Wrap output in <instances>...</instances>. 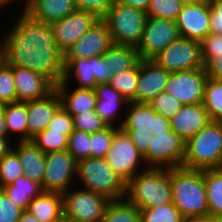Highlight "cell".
Wrapping results in <instances>:
<instances>
[{"mask_svg": "<svg viewBox=\"0 0 222 222\" xmlns=\"http://www.w3.org/2000/svg\"><path fill=\"white\" fill-rule=\"evenodd\" d=\"M26 211L39 222H61L63 220L62 194L43 192L29 203Z\"/></svg>", "mask_w": 222, "mask_h": 222, "instance_id": "cell-26", "label": "cell"}, {"mask_svg": "<svg viewBox=\"0 0 222 222\" xmlns=\"http://www.w3.org/2000/svg\"><path fill=\"white\" fill-rule=\"evenodd\" d=\"M12 66L0 62V105L17 103Z\"/></svg>", "mask_w": 222, "mask_h": 222, "instance_id": "cell-39", "label": "cell"}, {"mask_svg": "<svg viewBox=\"0 0 222 222\" xmlns=\"http://www.w3.org/2000/svg\"><path fill=\"white\" fill-rule=\"evenodd\" d=\"M0 138H9L5 123L3 105H0Z\"/></svg>", "mask_w": 222, "mask_h": 222, "instance_id": "cell-51", "label": "cell"}, {"mask_svg": "<svg viewBox=\"0 0 222 222\" xmlns=\"http://www.w3.org/2000/svg\"><path fill=\"white\" fill-rule=\"evenodd\" d=\"M138 78L139 60L131 68L115 74L109 84L121 93L128 102H135Z\"/></svg>", "mask_w": 222, "mask_h": 222, "instance_id": "cell-33", "label": "cell"}, {"mask_svg": "<svg viewBox=\"0 0 222 222\" xmlns=\"http://www.w3.org/2000/svg\"><path fill=\"white\" fill-rule=\"evenodd\" d=\"M76 176L84 190L102 194L109 200L125 198L126 184L105 158L90 157L77 161Z\"/></svg>", "mask_w": 222, "mask_h": 222, "instance_id": "cell-6", "label": "cell"}, {"mask_svg": "<svg viewBox=\"0 0 222 222\" xmlns=\"http://www.w3.org/2000/svg\"><path fill=\"white\" fill-rule=\"evenodd\" d=\"M114 76L108 63L104 60L103 56H97V69L95 74V81L97 84L109 83Z\"/></svg>", "mask_w": 222, "mask_h": 222, "instance_id": "cell-48", "label": "cell"}, {"mask_svg": "<svg viewBox=\"0 0 222 222\" xmlns=\"http://www.w3.org/2000/svg\"><path fill=\"white\" fill-rule=\"evenodd\" d=\"M69 83L59 82L55 90L59 94L61 106L72 116L95 110L96 94L94 89L73 88L69 92Z\"/></svg>", "mask_w": 222, "mask_h": 222, "instance_id": "cell-23", "label": "cell"}, {"mask_svg": "<svg viewBox=\"0 0 222 222\" xmlns=\"http://www.w3.org/2000/svg\"><path fill=\"white\" fill-rule=\"evenodd\" d=\"M101 222H140V210L126 198L110 200Z\"/></svg>", "mask_w": 222, "mask_h": 222, "instance_id": "cell-31", "label": "cell"}, {"mask_svg": "<svg viewBox=\"0 0 222 222\" xmlns=\"http://www.w3.org/2000/svg\"><path fill=\"white\" fill-rule=\"evenodd\" d=\"M12 69L18 102L43 99L55 90V85L40 73L17 66Z\"/></svg>", "mask_w": 222, "mask_h": 222, "instance_id": "cell-18", "label": "cell"}, {"mask_svg": "<svg viewBox=\"0 0 222 222\" xmlns=\"http://www.w3.org/2000/svg\"><path fill=\"white\" fill-rule=\"evenodd\" d=\"M208 216H222V168L204 170Z\"/></svg>", "mask_w": 222, "mask_h": 222, "instance_id": "cell-28", "label": "cell"}, {"mask_svg": "<svg viewBox=\"0 0 222 222\" xmlns=\"http://www.w3.org/2000/svg\"><path fill=\"white\" fill-rule=\"evenodd\" d=\"M116 1L128 7L137 8L142 11H146L149 4V0H116Z\"/></svg>", "mask_w": 222, "mask_h": 222, "instance_id": "cell-50", "label": "cell"}, {"mask_svg": "<svg viewBox=\"0 0 222 222\" xmlns=\"http://www.w3.org/2000/svg\"><path fill=\"white\" fill-rule=\"evenodd\" d=\"M207 79L204 67L170 73L165 92L173 95L183 105L202 104Z\"/></svg>", "mask_w": 222, "mask_h": 222, "instance_id": "cell-13", "label": "cell"}, {"mask_svg": "<svg viewBox=\"0 0 222 222\" xmlns=\"http://www.w3.org/2000/svg\"><path fill=\"white\" fill-rule=\"evenodd\" d=\"M210 4H183L176 24L180 37L201 42L210 34Z\"/></svg>", "mask_w": 222, "mask_h": 222, "instance_id": "cell-17", "label": "cell"}, {"mask_svg": "<svg viewBox=\"0 0 222 222\" xmlns=\"http://www.w3.org/2000/svg\"><path fill=\"white\" fill-rule=\"evenodd\" d=\"M182 166L203 171L222 168V122L210 121L186 141Z\"/></svg>", "mask_w": 222, "mask_h": 222, "instance_id": "cell-5", "label": "cell"}, {"mask_svg": "<svg viewBox=\"0 0 222 222\" xmlns=\"http://www.w3.org/2000/svg\"><path fill=\"white\" fill-rule=\"evenodd\" d=\"M171 191L172 203L185 219L208 216L203 170L171 168Z\"/></svg>", "mask_w": 222, "mask_h": 222, "instance_id": "cell-3", "label": "cell"}, {"mask_svg": "<svg viewBox=\"0 0 222 222\" xmlns=\"http://www.w3.org/2000/svg\"><path fill=\"white\" fill-rule=\"evenodd\" d=\"M12 149L20 159L24 176L42 184L45 172V153L32 141H19Z\"/></svg>", "mask_w": 222, "mask_h": 222, "instance_id": "cell-25", "label": "cell"}, {"mask_svg": "<svg viewBox=\"0 0 222 222\" xmlns=\"http://www.w3.org/2000/svg\"><path fill=\"white\" fill-rule=\"evenodd\" d=\"M126 109L120 128L143 155L146 167L182 166L186 141L172 131L170 119L157 114L149 103L129 102Z\"/></svg>", "mask_w": 222, "mask_h": 222, "instance_id": "cell-2", "label": "cell"}, {"mask_svg": "<svg viewBox=\"0 0 222 222\" xmlns=\"http://www.w3.org/2000/svg\"><path fill=\"white\" fill-rule=\"evenodd\" d=\"M72 120L75 130L84 131L90 134L107 127V124L101 119L95 110L74 115L72 116Z\"/></svg>", "mask_w": 222, "mask_h": 222, "instance_id": "cell-42", "label": "cell"}, {"mask_svg": "<svg viewBox=\"0 0 222 222\" xmlns=\"http://www.w3.org/2000/svg\"><path fill=\"white\" fill-rule=\"evenodd\" d=\"M202 104L211 121L222 122V81L207 79Z\"/></svg>", "mask_w": 222, "mask_h": 222, "instance_id": "cell-32", "label": "cell"}, {"mask_svg": "<svg viewBox=\"0 0 222 222\" xmlns=\"http://www.w3.org/2000/svg\"><path fill=\"white\" fill-rule=\"evenodd\" d=\"M201 56L204 66L213 58L222 55V35L210 33L201 42Z\"/></svg>", "mask_w": 222, "mask_h": 222, "instance_id": "cell-45", "label": "cell"}, {"mask_svg": "<svg viewBox=\"0 0 222 222\" xmlns=\"http://www.w3.org/2000/svg\"><path fill=\"white\" fill-rule=\"evenodd\" d=\"M96 69L97 56H93L90 59H64V72L60 82L70 83V80L73 77V80H76L79 84L76 88L94 89V87L97 85L95 81Z\"/></svg>", "mask_w": 222, "mask_h": 222, "instance_id": "cell-24", "label": "cell"}, {"mask_svg": "<svg viewBox=\"0 0 222 222\" xmlns=\"http://www.w3.org/2000/svg\"><path fill=\"white\" fill-rule=\"evenodd\" d=\"M70 190L62 194L63 220L67 222H101L110 200L93 191Z\"/></svg>", "mask_w": 222, "mask_h": 222, "instance_id": "cell-8", "label": "cell"}, {"mask_svg": "<svg viewBox=\"0 0 222 222\" xmlns=\"http://www.w3.org/2000/svg\"><path fill=\"white\" fill-rule=\"evenodd\" d=\"M3 60V56H2V50L0 48V62Z\"/></svg>", "mask_w": 222, "mask_h": 222, "instance_id": "cell-59", "label": "cell"}, {"mask_svg": "<svg viewBox=\"0 0 222 222\" xmlns=\"http://www.w3.org/2000/svg\"><path fill=\"white\" fill-rule=\"evenodd\" d=\"M147 17L146 11L115 1L103 20L114 45L137 47L142 40Z\"/></svg>", "mask_w": 222, "mask_h": 222, "instance_id": "cell-7", "label": "cell"}, {"mask_svg": "<svg viewBox=\"0 0 222 222\" xmlns=\"http://www.w3.org/2000/svg\"><path fill=\"white\" fill-rule=\"evenodd\" d=\"M96 94L95 112L101 117V119L107 124V126H114L120 128L125 116H119L121 107L128 105L126 98L119 93L109 83L97 84L94 87ZM117 119L120 120V124L117 123ZM116 120V121H115ZM122 120V121H121Z\"/></svg>", "mask_w": 222, "mask_h": 222, "instance_id": "cell-21", "label": "cell"}, {"mask_svg": "<svg viewBox=\"0 0 222 222\" xmlns=\"http://www.w3.org/2000/svg\"><path fill=\"white\" fill-rule=\"evenodd\" d=\"M151 60L169 73L204 67L200 42L185 37L177 38Z\"/></svg>", "mask_w": 222, "mask_h": 222, "instance_id": "cell-10", "label": "cell"}, {"mask_svg": "<svg viewBox=\"0 0 222 222\" xmlns=\"http://www.w3.org/2000/svg\"><path fill=\"white\" fill-rule=\"evenodd\" d=\"M214 220L215 222H222V216H215Z\"/></svg>", "mask_w": 222, "mask_h": 222, "instance_id": "cell-57", "label": "cell"}, {"mask_svg": "<svg viewBox=\"0 0 222 222\" xmlns=\"http://www.w3.org/2000/svg\"><path fill=\"white\" fill-rule=\"evenodd\" d=\"M60 107L61 100L56 90L46 98L26 102L28 141L46 129Z\"/></svg>", "mask_w": 222, "mask_h": 222, "instance_id": "cell-19", "label": "cell"}, {"mask_svg": "<svg viewBox=\"0 0 222 222\" xmlns=\"http://www.w3.org/2000/svg\"><path fill=\"white\" fill-rule=\"evenodd\" d=\"M9 138H0V160L12 149ZM11 144V145H10Z\"/></svg>", "mask_w": 222, "mask_h": 222, "instance_id": "cell-52", "label": "cell"}, {"mask_svg": "<svg viewBox=\"0 0 222 222\" xmlns=\"http://www.w3.org/2000/svg\"><path fill=\"white\" fill-rule=\"evenodd\" d=\"M113 45L107 23L99 19L74 45L64 54V59L91 58L103 56Z\"/></svg>", "mask_w": 222, "mask_h": 222, "instance_id": "cell-15", "label": "cell"}, {"mask_svg": "<svg viewBox=\"0 0 222 222\" xmlns=\"http://www.w3.org/2000/svg\"><path fill=\"white\" fill-rule=\"evenodd\" d=\"M170 73L151 59H139V78L135 102L149 103L165 91Z\"/></svg>", "mask_w": 222, "mask_h": 222, "instance_id": "cell-16", "label": "cell"}, {"mask_svg": "<svg viewBox=\"0 0 222 222\" xmlns=\"http://www.w3.org/2000/svg\"><path fill=\"white\" fill-rule=\"evenodd\" d=\"M183 4H210L211 0H181Z\"/></svg>", "mask_w": 222, "mask_h": 222, "instance_id": "cell-55", "label": "cell"}, {"mask_svg": "<svg viewBox=\"0 0 222 222\" xmlns=\"http://www.w3.org/2000/svg\"><path fill=\"white\" fill-rule=\"evenodd\" d=\"M31 141L44 153L67 150L68 137L64 133L51 132L47 129L38 133Z\"/></svg>", "mask_w": 222, "mask_h": 222, "instance_id": "cell-37", "label": "cell"}, {"mask_svg": "<svg viewBox=\"0 0 222 222\" xmlns=\"http://www.w3.org/2000/svg\"><path fill=\"white\" fill-rule=\"evenodd\" d=\"M149 104L157 114L167 119L173 118L183 105L173 95L165 91L154 97Z\"/></svg>", "mask_w": 222, "mask_h": 222, "instance_id": "cell-41", "label": "cell"}, {"mask_svg": "<svg viewBox=\"0 0 222 222\" xmlns=\"http://www.w3.org/2000/svg\"><path fill=\"white\" fill-rule=\"evenodd\" d=\"M210 12V33L222 35V0H211Z\"/></svg>", "mask_w": 222, "mask_h": 222, "instance_id": "cell-47", "label": "cell"}, {"mask_svg": "<svg viewBox=\"0 0 222 222\" xmlns=\"http://www.w3.org/2000/svg\"><path fill=\"white\" fill-rule=\"evenodd\" d=\"M16 21L0 40L3 60L58 84L63 77L64 54L55 43L50 24L34 20L24 11Z\"/></svg>", "mask_w": 222, "mask_h": 222, "instance_id": "cell-1", "label": "cell"}, {"mask_svg": "<svg viewBox=\"0 0 222 222\" xmlns=\"http://www.w3.org/2000/svg\"><path fill=\"white\" fill-rule=\"evenodd\" d=\"M210 121L203 104H187L182 105L178 113L170 119V124L172 131L187 141Z\"/></svg>", "mask_w": 222, "mask_h": 222, "instance_id": "cell-20", "label": "cell"}, {"mask_svg": "<svg viewBox=\"0 0 222 222\" xmlns=\"http://www.w3.org/2000/svg\"><path fill=\"white\" fill-rule=\"evenodd\" d=\"M118 127L107 126L103 130L94 132L90 138V157L105 158L110 150L115 130Z\"/></svg>", "mask_w": 222, "mask_h": 222, "instance_id": "cell-38", "label": "cell"}, {"mask_svg": "<svg viewBox=\"0 0 222 222\" xmlns=\"http://www.w3.org/2000/svg\"><path fill=\"white\" fill-rule=\"evenodd\" d=\"M105 159L125 184L140 172L137 171V168H140L141 163L145 165L143 155L121 128L115 130L110 150Z\"/></svg>", "mask_w": 222, "mask_h": 222, "instance_id": "cell-9", "label": "cell"}, {"mask_svg": "<svg viewBox=\"0 0 222 222\" xmlns=\"http://www.w3.org/2000/svg\"><path fill=\"white\" fill-rule=\"evenodd\" d=\"M98 20L94 14L76 10L50 23L57 47L65 54Z\"/></svg>", "mask_w": 222, "mask_h": 222, "instance_id": "cell-14", "label": "cell"}, {"mask_svg": "<svg viewBox=\"0 0 222 222\" xmlns=\"http://www.w3.org/2000/svg\"><path fill=\"white\" fill-rule=\"evenodd\" d=\"M179 37L176 21L147 17L142 40L137 46L139 59H152Z\"/></svg>", "mask_w": 222, "mask_h": 222, "instance_id": "cell-12", "label": "cell"}, {"mask_svg": "<svg viewBox=\"0 0 222 222\" xmlns=\"http://www.w3.org/2000/svg\"><path fill=\"white\" fill-rule=\"evenodd\" d=\"M103 58L114 75L131 68L139 60L137 47L114 44L103 54Z\"/></svg>", "mask_w": 222, "mask_h": 222, "instance_id": "cell-30", "label": "cell"}, {"mask_svg": "<svg viewBox=\"0 0 222 222\" xmlns=\"http://www.w3.org/2000/svg\"><path fill=\"white\" fill-rule=\"evenodd\" d=\"M185 222H215L214 217L206 216V217H197V218H188L185 219Z\"/></svg>", "mask_w": 222, "mask_h": 222, "instance_id": "cell-54", "label": "cell"}, {"mask_svg": "<svg viewBox=\"0 0 222 222\" xmlns=\"http://www.w3.org/2000/svg\"><path fill=\"white\" fill-rule=\"evenodd\" d=\"M182 7L181 0H149L146 13L148 17L176 21Z\"/></svg>", "mask_w": 222, "mask_h": 222, "instance_id": "cell-35", "label": "cell"}, {"mask_svg": "<svg viewBox=\"0 0 222 222\" xmlns=\"http://www.w3.org/2000/svg\"><path fill=\"white\" fill-rule=\"evenodd\" d=\"M140 222H185V218L173 203L140 209Z\"/></svg>", "mask_w": 222, "mask_h": 222, "instance_id": "cell-34", "label": "cell"}, {"mask_svg": "<svg viewBox=\"0 0 222 222\" xmlns=\"http://www.w3.org/2000/svg\"><path fill=\"white\" fill-rule=\"evenodd\" d=\"M17 222H39V220L36 219L33 215H31L29 212L24 210L22 211Z\"/></svg>", "mask_w": 222, "mask_h": 222, "instance_id": "cell-53", "label": "cell"}, {"mask_svg": "<svg viewBox=\"0 0 222 222\" xmlns=\"http://www.w3.org/2000/svg\"><path fill=\"white\" fill-rule=\"evenodd\" d=\"M22 209L0 188V222H17Z\"/></svg>", "mask_w": 222, "mask_h": 222, "instance_id": "cell-46", "label": "cell"}, {"mask_svg": "<svg viewBox=\"0 0 222 222\" xmlns=\"http://www.w3.org/2000/svg\"><path fill=\"white\" fill-rule=\"evenodd\" d=\"M46 129L51 132L64 133L69 137L74 131L72 115L61 106L47 124Z\"/></svg>", "mask_w": 222, "mask_h": 222, "instance_id": "cell-44", "label": "cell"}, {"mask_svg": "<svg viewBox=\"0 0 222 222\" xmlns=\"http://www.w3.org/2000/svg\"><path fill=\"white\" fill-rule=\"evenodd\" d=\"M24 6L32 19L49 24L77 10L74 0H25Z\"/></svg>", "mask_w": 222, "mask_h": 222, "instance_id": "cell-22", "label": "cell"}, {"mask_svg": "<svg viewBox=\"0 0 222 222\" xmlns=\"http://www.w3.org/2000/svg\"><path fill=\"white\" fill-rule=\"evenodd\" d=\"M3 110L9 137L18 134L19 141H28L26 102L4 104Z\"/></svg>", "mask_w": 222, "mask_h": 222, "instance_id": "cell-29", "label": "cell"}, {"mask_svg": "<svg viewBox=\"0 0 222 222\" xmlns=\"http://www.w3.org/2000/svg\"><path fill=\"white\" fill-rule=\"evenodd\" d=\"M77 161L67 150L45 153L44 192L63 194L76 176Z\"/></svg>", "mask_w": 222, "mask_h": 222, "instance_id": "cell-11", "label": "cell"}, {"mask_svg": "<svg viewBox=\"0 0 222 222\" xmlns=\"http://www.w3.org/2000/svg\"><path fill=\"white\" fill-rule=\"evenodd\" d=\"M204 68L208 78L222 81V55L211 59Z\"/></svg>", "mask_w": 222, "mask_h": 222, "instance_id": "cell-49", "label": "cell"}, {"mask_svg": "<svg viewBox=\"0 0 222 222\" xmlns=\"http://www.w3.org/2000/svg\"><path fill=\"white\" fill-rule=\"evenodd\" d=\"M10 199L17 204L23 211L27 210L29 203L41 195L44 191L42 184L31 180L27 176L16 178L10 184L2 187Z\"/></svg>", "mask_w": 222, "mask_h": 222, "instance_id": "cell-27", "label": "cell"}, {"mask_svg": "<svg viewBox=\"0 0 222 222\" xmlns=\"http://www.w3.org/2000/svg\"><path fill=\"white\" fill-rule=\"evenodd\" d=\"M125 198L139 210L171 203V168H140L126 184Z\"/></svg>", "mask_w": 222, "mask_h": 222, "instance_id": "cell-4", "label": "cell"}, {"mask_svg": "<svg viewBox=\"0 0 222 222\" xmlns=\"http://www.w3.org/2000/svg\"><path fill=\"white\" fill-rule=\"evenodd\" d=\"M5 1L10 5V3H12V2L15 3L16 0H5Z\"/></svg>", "mask_w": 222, "mask_h": 222, "instance_id": "cell-58", "label": "cell"}, {"mask_svg": "<svg viewBox=\"0 0 222 222\" xmlns=\"http://www.w3.org/2000/svg\"><path fill=\"white\" fill-rule=\"evenodd\" d=\"M116 0H74L77 10L94 14L99 19H104Z\"/></svg>", "mask_w": 222, "mask_h": 222, "instance_id": "cell-43", "label": "cell"}, {"mask_svg": "<svg viewBox=\"0 0 222 222\" xmlns=\"http://www.w3.org/2000/svg\"><path fill=\"white\" fill-rule=\"evenodd\" d=\"M21 176H24L23 167L17 153L11 149L0 160V188Z\"/></svg>", "mask_w": 222, "mask_h": 222, "instance_id": "cell-36", "label": "cell"}, {"mask_svg": "<svg viewBox=\"0 0 222 222\" xmlns=\"http://www.w3.org/2000/svg\"><path fill=\"white\" fill-rule=\"evenodd\" d=\"M90 138V133L75 129L69 135L67 151L76 161L90 158Z\"/></svg>", "mask_w": 222, "mask_h": 222, "instance_id": "cell-40", "label": "cell"}, {"mask_svg": "<svg viewBox=\"0 0 222 222\" xmlns=\"http://www.w3.org/2000/svg\"><path fill=\"white\" fill-rule=\"evenodd\" d=\"M8 6L9 4L5 1V0H0V9L3 7H5V6Z\"/></svg>", "mask_w": 222, "mask_h": 222, "instance_id": "cell-56", "label": "cell"}]
</instances>
